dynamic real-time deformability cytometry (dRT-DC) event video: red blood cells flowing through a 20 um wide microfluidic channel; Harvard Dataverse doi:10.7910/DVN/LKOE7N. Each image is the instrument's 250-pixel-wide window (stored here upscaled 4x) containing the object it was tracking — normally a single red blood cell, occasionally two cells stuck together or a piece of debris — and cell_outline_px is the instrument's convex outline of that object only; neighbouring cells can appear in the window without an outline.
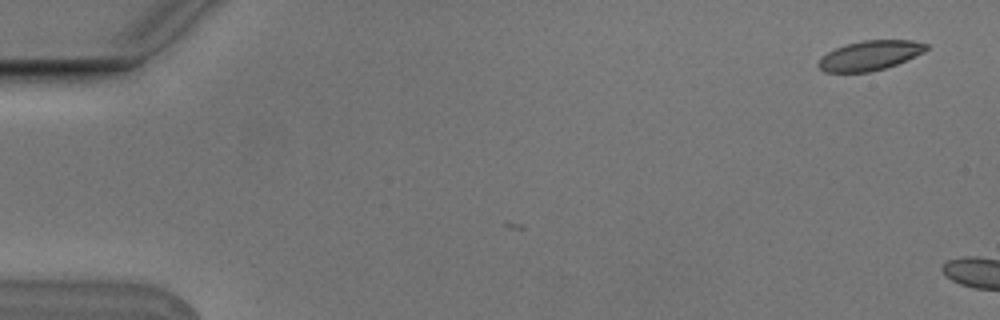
{"species": "Egyptian fruit bat (a non-hibernating species)", "species_latin": "Rousettus aegyptiacus", "temperature_condition": "cold", "stored_images_in_passage": 3, "camera_frame_rate_fps": 3000, "um_per_image_px": 0.085, "animal": {"sex": "male"}, "frame": {"image": 1, "passage_image": 1, "time_ms": 0.0, "image_size_px": [1000, 320], "cell_outline_px": [[928, 48], [924, 52], [896, 64], [872, 72], [824, 72], [816, 64], [828, 52], [844, 44], [864, 40], [912, 40], [928, 44]], "centroid_in_image_um": [73.94, 4.71], "position_along_channel_um": 11.1, "area_um2": 18.5}}